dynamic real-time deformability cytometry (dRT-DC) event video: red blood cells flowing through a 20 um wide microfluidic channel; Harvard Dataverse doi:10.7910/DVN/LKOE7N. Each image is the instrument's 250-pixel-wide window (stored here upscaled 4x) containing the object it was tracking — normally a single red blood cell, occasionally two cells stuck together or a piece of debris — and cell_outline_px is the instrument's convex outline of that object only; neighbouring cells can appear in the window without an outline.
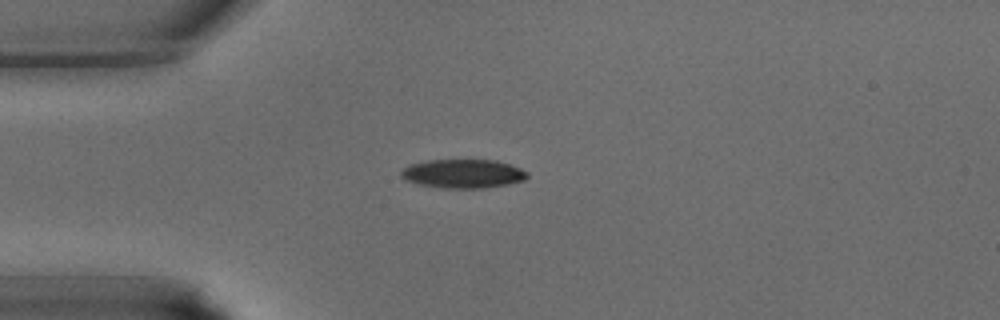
{"species": "common noctule bat (a hibernating species)", "species_latin": "Nyctalus noctula", "temperature_condition": "warm", "stored_images_in_passage": 39, "camera_frame_rate_fps": 3000, "um_per_image_px": 0.085, "animal": {"sex": "male", "body_mass_g": 15.6}, "frame": {"image": 1, "passage_image": 10, "time_ms": 3.0, "image_size_px": [1000, 320], "cell_outline_px": [[528, 176], [524, 180], [508, 184], [484, 188], [444, 188], [420, 184], [404, 180], [400, 176], [400, 172], [408, 164], [424, 160], [496, 160], [520, 168], [528, 172]], "centroid_in_image_um": [39.33, 14.76], "position_along_channel_um": 45.7, "area_um2": 21.27}}
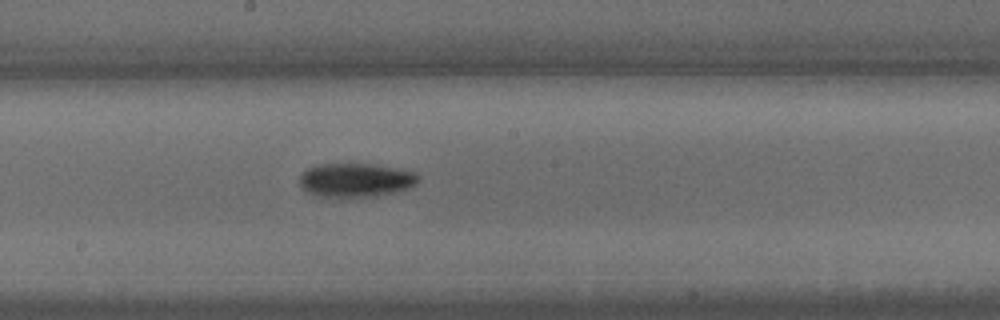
{"frame": {"image": 2, "passage_image": 21, "time_ms": 6.667, "image_size_px": [1000, 320], "cell_outline_px": [[420, 180], [416, 184], [408, 188], [376, 196], [324, 196], [308, 192], [300, 184], [300, 176], [308, 168], [316, 164], [372, 164], [400, 168], [416, 172], [420, 176]], "centroid_in_image_um": [30.3, 15.28], "position_along_channel_um": 217.9, "area_um2": 23.18}}
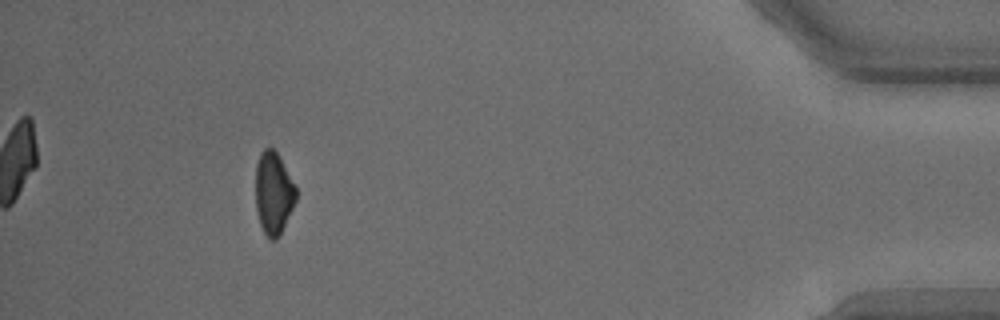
{"frame": {"image": 3, "passage_image": 36, "time_ms": 11.667, "image_size_px": [1000, 320], "cell_outline_px": [[296, 200], [276, 240], [268, 240], [260, 224], [256, 208], [256, 164], [260, 152], [264, 148], [272, 148], [280, 156], [296, 188]], "centroid_in_image_um": [23.23, 16.39], "position_along_channel_um": 412.0, "area_um2": 19.19}}